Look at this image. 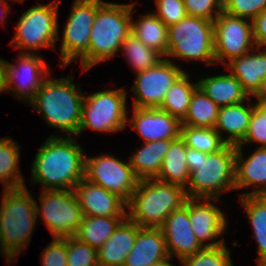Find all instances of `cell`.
<instances>
[{
    "instance_id": "1",
    "label": "cell",
    "mask_w": 266,
    "mask_h": 266,
    "mask_svg": "<svg viewBox=\"0 0 266 266\" xmlns=\"http://www.w3.org/2000/svg\"><path fill=\"white\" fill-rule=\"evenodd\" d=\"M71 137L51 135L36 153L31 180L43 190H73L85 178V151Z\"/></svg>"
},
{
    "instance_id": "2",
    "label": "cell",
    "mask_w": 266,
    "mask_h": 266,
    "mask_svg": "<svg viewBox=\"0 0 266 266\" xmlns=\"http://www.w3.org/2000/svg\"><path fill=\"white\" fill-rule=\"evenodd\" d=\"M185 157L190 172L188 198L219 199L222 192L235 190L236 146L226 144L216 153L186 147Z\"/></svg>"
},
{
    "instance_id": "3",
    "label": "cell",
    "mask_w": 266,
    "mask_h": 266,
    "mask_svg": "<svg viewBox=\"0 0 266 266\" xmlns=\"http://www.w3.org/2000/svg\"><path fill=\"white\" fill-rule=\"evenodd\" d=\"M72 77L52 80L46 78L30 106L39 115L42 114L41 117L49 126L58 128L69 136H77L84 96L81 88L73 83Z\"/></svg>"
},
{
    "instance_id": "4",
    "label": "cell",
    "mask_w": 266,
    "mask_h": 266,
    "mask_svg": "<svg viewBox=\"0 0 266 266\" xmlns=\"http://www.w3.org/2000/svg\"><path fill=\"white\" fill-rule=\"evenodd\" d=\"M136 3L104 2L98 9L91 28L88 51L80 58L83 71L115 57L122 42L131 33L132 11Z\"/></svg>"
},
{
    "instance_id": "5",
    "label": "cell",
    "mask_w": 266,
    "mask_h": 266,
    "mask_svg": "<svg viewBox=\"0 0 266 266\" xmlns=\"http://www.w3.org/2000/svg\"><path fill=\"white\" fill-rule=\"evenodd\" d=\"M185 189L156 178L139 180L127 202V217L140 227L160 228L187 200Z\"/></svg>"
},
{
    "instance_id": "6",
    "label": "cell",
    "mask_w": 266,
    "mask_h": 266,
    "mask_svg": "<svg viewBox=\"0 0 266 266\" xmlns=\"http://www.w3.org/2000/svg\"><path fill=\"white\" fill-rule=\"evenodd\" d=\"M36 201L27 187L3 189L0 230L5 249L16 258L31 241L35 228Z\"/></svg>"
},
{
    "instance_id": "7",
    "label": "cell",
    "mask_w": 266,
    "mask_h": 266,
    "mask_svg": "<svg viewBox=\"0 0 266 266\" xmlns=\"http://www.w3.org/2000/svg\"><path fill=\"white\" fill-rule=\"evenodd\" d=\"M169 57L190 61H203L208 65L214 61V25L205 18L186 16L179 23L168 27ZM168 57V58H167Z\"/></svg>"
},
{
    "instance_id": "8",
    "label": "cell",
    "mask_w": 266,
    "mask_h": 266,
    "mask_svg": "<svg viewBox=\"0 0 266 266\" xmlns=\"http://www.w3.org/2000/svg\"><path fill=\"white\" fill-rule=\"evenodd\" d=\"M58 6L59 1L54 0L24 11L10 44L19 50L23 49L21 53L29 54H36L40 48H55L59 39Z\"/></svg>"
},
{
    "instance_id": "9",
    "label": "cell",
    "mask_w": 266,
    "mask_h": 266,
    "mask_svg": "<svg viewBox=\"0 0 266 266\" xmlns=\"http://www.w3.org/2000/svg\"><path fill=\"white\" fill-rule=\"evenodd\" d=\"M123 88L97 91L84 96L81 124L77 136L86 128L99 132H118L126 128L127 117L126 97Z\"/></svg>"
},
{
    "instance_id": "10",
    "label": "cell",
    "mask_w": 266,
    "mask_h": 266,
    "mask_svg": "<svg viewBox=\"0 0 266 266\" xmlns=\"http://www.w3.org/2000/svg\"><path fill=\"white\" fill-rule=\"evenodd\" d=\"M36 216H41L53 238L75 236L83 215L74 190H41Z\"/></svg>"
},
{
    "instance_id": "11",
    "label": "cell",
    "mask_w": 266,
    "mask_h": 266,
    "mask_svg": "<svg viewBox=\"0 0 266 266\" xmlns=\"http://www.w3.org/2000/svg\"><path fill=\"white\" fill-rule=\"evenodd\" d=\"M105 1L101 0H74L70 16L64 27L61 37V64L68 66L87 51L97 9Z\"/></svg>"
},
{
    "instance_id": "12",
    "label": "cell",
    "mask_w": 266,
    "mask_h": 266,
    "mask_svg": "<svg viewBox=\"0 0 266 266\" xmlns=\"http://www.w3.org/2000/svg\"><path fill=\"white\" fill-rule=\"evenodd\" d=\"M213 25L215 60L224 66L226 59L230 62L255 49L251 20L222 11L213 21Z\"/></svg>"
},
{
    "instance_id": "13",
    "label": "cell",
    "mask_w": 266,
    "mask_h": 266,
    "mask_svg": "<svg viewBox=\"0 0 266 266\" xmlns=\"http://www.w3.org/2000/svg\"><path fill=\"white\" fill-rule=\"evenodd\" d=\"M85 179L119 195L126 202L131 199L139 181L129 161L126 163L108 154L85 155Z\"/></svg>"
},
{
    "instance_id": "14",
    "label": "cell",
    "mask_w": 266,
    "mask_h": 266,
    "mask_svg": "<svg viewBox=\"0 0 266 266\" xmlns=\"http://www.w3.org/2000/svg\"><path fill=\"white\" fill-rule=\"evenodd\" d=\"M184 73L169 59H162L155 66L137 73L132 89L133 107L159 108L173 83Z\"/></svg>"
},
{
    "instance_id": "15",
    "label": "cell",
    "mask_w": 266,
    "mask_h": 266,
    "mask_svg": "<svg viewBox=\"0 0 266 266\" xmlns=\"http://www.w3.org/2000/svg\"><path fill=\"white\" fill-rule=\"evenodd\" d=\"M38 55L22 53L15 59V64L5 61L7 92H13L15 98H21L27 105L50 73L46 61Z\"/></svg>"
},
{
    "instance_id": "16",
    "label": "cell",
    "mask_w": 266,
    "mask_h": 266,
    "mask_svg": "<svg viewBox=\"0 0 266 266\" xmlns=\"http://www.w3.org/2000/svg\"><path fill=\"white\" fill-rule=\"evenodd\" d=\"M200 200H203L204 203ZM212 200L218 201V199L189 198L191 228L203 247H217L225 243L224 238L215 241L225 232L227 220L225 213L215 206L213 202L211 203ZM208 240L211 242L204 244Z\"/></svg>"
},
{
    "instance_id": "17",
    "label": "cell",
    "mask_w": 266,
    "mask_h": 266,
    "mask_svg": "<svg viewBox=\"0 0 266 266\" xmlns=\"http://www.w3.org/2000/svg\"><path fill=\"white\" fill-rule=\"evenodd\" d=\"M165 237L169 257L179 259L193 255L204 247L192 231L189 219V198L178 210L171 212L160 227Z\"/></svg>"
},
{
    "instance_id": "18",
    "label": "cell",
    "mask_w": 266,
    "mask_h": 266,
    "mask_svg": "<svg viewBox=\"0 0 266 266\" xmlns=\"http://www.w3.org/2000/svg\"><path fill=\"white\" fill-rule=\"evenodd\" d=\"M73 190L83 216H127V202L102 186L83 178Z\"/></svg>"
},
{
    "instance_id": "19",
    "label": "cell",
    "mask_w": 266,
    "mask_h": 266,
    "mask_svg": "<svg viewBox=\"0 0 266 266\" xmlns=\"http://www.w3.org/2000/svg\"><path fill=\"white\" fill-rule=\"evenodd\" d=\"M129 124L145 143L157 140L177 139L181 134V121L159 108L133 107Z\"/></svg>"
},
{
    "instance_id": "20",
    "label": "cell",
    "mask_w": 266,
    "mask_h": 266,
    "mask_svg": "<svg viewBox=\"0 0 266 266\" xmlns=\"http://www.w3.org/2000/svg\"><path fill=\"white\" fill-rule=\"evenodd\" d=\"M242 152V146H236L235 190L253 186L257 190L240 196L266 195V147H258L246 159Z\"/></svg>"
},
{
    "instance_id": "21",
    "label": "cell",
    "mask_w": 266,
    "mask_h": 266,
    "mask_svg": "<svg viewBox=\"0 0 266 266\" xmlns=\"http://www.w3.org/2000/svg\"><path fill=\"white\" fill-rule=\"evenodd\" d=\"M169 258L161 228L140 227L123 266H153Z\"/></svg>"
},
{
    "instance_id": "22",
    "label": "cell",
    "mask_w": 266,
    "mask_h": 266,
    "mask_svg": "<svg viewBox=\"0 0 266 266\" xmlns=\"http://www.w3.org/2000/svg\"><path fill=\"white\" fill-rule=\"evenodd\" d=\"M255 47L252 53L226 61V68L241 83L244 91L253 97L259 90L261 82L266 78V48ZM255 50V51H254Z\"/></svg>"
},
{
    "instance_id": "23",
    "label": "cell",
    "mask_w": 266,
    "mask_h": 266,
    "mask_svg": "<svg viewBox=\"0 0 266 266\" xmlns=\"http://www.w3.org/2000/svg\"><path fill=\"white\" fill-rule=\"evenodd\" d=\"M139 226L126 217L97 250L99 266H123L135 244Z\"/></svg>"
},
{
    "instance_id": "24",
    "label": "cell",
    "mask_w": 266,
    "mask_h": 266,
    "mask_svg": "<svg viewBox=\"0 0 266 266\" xmlns=\"http://www.w3.org/2000/svg\"><path fill=\"white\" fill-rule=\"evenodd\" d=\"M244 103L233 104L219 109L214 130L226 144L237 146L246 135L250 116L255 106L254 103L253 105ZM223 131L228 133L227 138L223 137Z\"/></svg>"
},
{
    "instance_id": "25",
    "label": "cell",
    "mask_w": 266,
    "mask_h": 266,
    "mask_svg": "<svg viewBox=\"0 0 266 266\" xmlns=\"http://www.w3.org/2000/svg\"><path fill=\"white\" fill-rule=\"evenodd\" d=\"M197 83L219 108L250 100L241 83L231 73L201 78Z\"/></svg>"
},
{
    "instance_id": "26",
    "label": "cell",
    "mask_w": 266,
    "mask_h": 266,
    "mask_svg": "<svg viewBox=\"0 0 266 266\" xmlns=\"http://www.w3.org/2000/svg\"><path fill=\"white\" fill-rule=\"evenodd\" d=\"M174 139L144 143L131 157H128L133 173L139 180L156 178L162 162Z\"/></svg>"
},
{
    "instance_id": "27",
    "label": "cell",
    "mask_w": 266,
    "mask_h": 266,
    "mask_svg": "<svg viewBox=\"0 0 266 266\" xmlns=\"http://www.w3.org/2000/svg\"><path fill=\"white\" fill-rule=\"evenodd\" d=\"M137 20H131V33L164 58L168 52V27L153 12Z\"/></svg>"
},
{
    "instance_id": "28",
    "label": "cell",
    "mask_w": 266,
    "mask_h": 266,
    "mask_svg": "<svg viewBox=\"0 0 266 266\" xmlns=\"http://www.w3.org/2000/svg\"><path fill=\"white\" fill-rule=\"evenodd\" d=\"M186 147L181 137L171 142L156 179L186 188L190 176L187 161L185 160Z\"/></svg>"
},
{
    "instance_id": "29",
    "label": "cell",
    "mask_w": 266,
    "mask_h": 266,
    "mask_svg": "<svg viewBox=\"0 0 266 266\" xmlns=\"http://www.w3.org/2000/svg\"><path fill=\"white\" fill-rule=\"evenodd\" d=\"M127 216H83L74 237L98 250Z\"/></svg>"
},
{
    "instance_id": "30",
    "label": "cell",
    "mask_w": 266,
    "mask_h": 266,
    "mask_svg": "<svg viewBox=\"0 0 266 266\" xmlns=\"http://www.w3.org/2000/svg\"><path fill=\"white\" fill-rule=\"evenodd\" d=\"M239 201L245 208L257 241V266H266V195L240 196Z\"/></svg>"
},
{
    "instance_id": "31",
    "label": "cell",
    "mask_w": 266,
    "mask_h": 266,
    "mask_svg": "<svg viewBox=\"0 0 266 266\" xmlns=\"http://www.w3.org/2000/svg\"><path fill=\"white\" fill-rule=\"evenodd\" d=\"M20 150L11 137L0 138V183L4 190L26 187L23 175L19 171Z\"/></svg>"
},
{
    "instance_id": "32",
    "label": "cell",
    "mask_w": 266,
    "mask_h": 266,
    "mask_svg": "<svg viewBox=\"0 0 266 266\" xmlns=\"http://www.w3.org/2000/svg\"><path fill=\"white\" fill-rule=\"evenodd\" d=\"M189 80V75L184 72L173 83L159 107L180 121L186 116L193 92L198 87L197 82L193 84Z\"/></svg>"
},
{
    "instance_id": "33",
    "label": "cell",
    "mask_w": 266,
    "mask_h": 266,
    "mask_svg": "<svg viewBox=\"0 0 266 266\" xmlns=\"http://www.w3.org/2000/svg\"><path fill=\"white\" fill-rule=\"evenodd\" d=\"M219 109L217 104L197 87L193 92L188 112L181 124L191 127L214 128Z\"/></svg>"
},
{
    "instance_id": "34",
    "label": "cell",
    "mask_w": 266,
    "mask_h": 266,
    "mask_svg": "<svg viewBox=\"0 0 266 266\" xmlns=\"http://www.w3.org/2000/svg\"><path fill=\"white\" fill-rule=\"evenodd\" d=\"M121 50L136 73L155 66L163 59L158 52L147 47L133 33L122 42Z\"/></svg>"
},
{
    "instance_id": "35",
    "label": "cell",
    "mask_w": 266,
    "mask_h": 266,
    "mask_svg": "<svg viewBox=\"0 0 266 266\" xmlns=\"http://www.w3.org/2000/svg\"><path fill=\"white\" fill-rule=\"evenodd\" d=\"M180 137L187 147L204 153H216L226 145L214 128L181 125Z\"/></svg>"
},
{
    "instance_id": "36",
    "label": "cell",
    "mask_w": 266,
    "mask_h": 266,
    "mask_svg": "<svg viewBox=\"0 0 266 266\" xmlns=\"http://www.w3.org/2000/svg\"><path fill=\"white\" fill-rule=\"evenodd\" d=\"M222 244L204 247L197 253L179 259L184 266H233L230 251Z\"/></svg>"
},
{
    "instance_id": "37",
    "label": "cell",
    "mask_w": 266,
    "mask_h": 266,
    "mask_svg": "<svg viewBox=\"0 0 266 266\" xmlns=\"http://www.w3.org/2000/svg\"><path fill=\"white\" fill-rule=\"evenodd\" d=\"M67 266H99L97 250L76 237H67Z\"/></svg>"
},
{
    "instance_id": "38",
    "label": "cell",
    "mask_w": 266,
    "mask_h": 266,
    "mask_svg": "<svg viewBox=\"0 0 266 266\" xmlns=\"http://www.w3.org/2000/svg\"><path fill=\"white\" fill-rule=\"evenodd\" d=\"M264 10L266 0H223V11L251 21Z\"/></svg>"
},
{
    "instance_id": "39",
    "label": "cell",
    "mask_w": 266,
    "mask_h": 266,
    "mask_svg": "<svg viewBox=\"0 0 266 266\" xmlns=\"http://www.w3.org/2000/svg\"><path fill=\"white\" fill-rule=\"evenodd\" d=\"M153 13L167 26L179 23L187 16L183 0H155Z\"/></svg>"
},
{
    "instance_id": "40",
    "label": "cell",
    "mask_w": 266,
    "mask_h": 266,
    "mask_svg": "<svg viewBox=\"0 0 266 266\" xmlns=\"http://www.w3.org/2000/svg\"><path fill=\"white\" fill-rule=\"evenodd\" d=\"M188 16L214 21L223 11V0H183Z\"/></svg>"
},
{
    "instance_id": "41",
    "label": "cell",
    "mask_w": 266,
    "mask_h": 266,
    "mask_svg": "<svg viewBox=\"0 0 266 266\" xmlns=\"http://www.w3.org/2000/svg\"><path fill=\"white\" fill-rule=\"evenodd\" d=\"M251 142L261 144L259 147H266V114H262L256 107L252 110L246 135L237 146Z\"/></svg>"
},
{
    "instance_id": "42",
    "label": "cell",
    "mask_w": 266,
    "mask_h": 266,
    "mask_svg": "<svg viewBox=\"0 0 266 266\" xmlns=\"http://www.w3.org/2000/svg\"><path fill=\"white\" fill-rule=\"evenodd\" d=\"M41 257L42 266H67V238H53Z\"/></svg>"
},
{
    "instance_id": "43",
    "label": "cell",
    "mask_w": 266,
    "mask_h": 266,
    "mask_svg": "<svg viewBox=\"0 0 266 266\" xmlns=\"http://www.w3.org/2000/svg\"><path fill=\"white\" fill-rule=\"evenodd\" d=\"M252 29L256 47L266 48V10L252 20Z\"/></svg>"
},
{
    "instance_id": "44",
    "label": "cell",
    "mask_w": 266,
    "mask_h": 266,
    "mask_svg": "<svg viewBox=\"0 0 266 266\" xmlns=\"http://www.w3.org/2000/svg\"><path fill=\"white\" fill-rule=\"evenodd\" d=\"M8 91L6 84L5 60L0 58V93Z\"/></svg>"
},
{
    "instance_id": "45",
    "label": "cell",
    "mask_w": 266,
    "mask_h": 266,
    "mask_svg": "<svg viewBox=\"0 0 266 266\" xmlns=\"http://www.w3.org/2000/svg\"><path fill=\"white\" fill-rule=\"evenodd\" d=\"M254 97L258 99L256 103L266 105V78L261 82L260 88L255 93Z\"/></svg>"
},
{
    "instance_id": "46",
    "label": "cell",
    "mask_w": 266,
    "mask_h": 266,
    "mask_svg": "<svg viewBox=\"0 0 266 266\" xmlns=\"http://www.w3.org/2000/svg\"><path fill=\"white\" fill-rule=\"evenodd\" d=\"M0 6L3 8V9H1L2 11L0 10L1 11L0 20L2 21V23L3 22L5 23L4 20L8 16L7 14H9L10 6H8L7 0H0Z\"/></svg>"
},
{
    "instance_id": "47",
    "label": "cell",
    "mask_w": 266,
    "mask_h": 266,
    "mask_svg": "<svg viewBox=\"0 0 266 266\" xmlns=\"http://www.w3.org/2000/svg\"><path fill=\"white\" fill-rule=\"evenodd\" d=\"M0 251L2 253H5V257H6L5 260H6L7 263H10L11 261L12 262L14 261L15 258L5 249V245H4V242H3V239H2L1 230H0Z\"/></svg>"
},
{
    "instance_id": "48",
    "label": "cell",
    "mask_w": 266,
    "mask_h": 266,
    "mask_svg": "<svg viewBox=\"0 0 266 266\" xmlns=\"http://www.w3.org/2000/svg\"><path fill=\"white\" fill-rule=\"evenodd\" d=\"M254 106L262 113L266 114V105L265 104H260V103H254Z\"/></svg>"
},
{
    "instance_id": "49",
    "label": "cell",
    "mask_w": 266,
    "mask_h": 266,
    "mask_svg": "<svg viewBox=\"0 0 266 266\" xmlns=\"http://www.w3.org/2000/svg\"><path fill=\"white\" fill-rule=\"evenodd\" d=\"M171 260V258H167L166 260L160 262V263H157V264H154L153 266H173L169 261Z\"/></svg>"
},
{
    "instance_id": "50",
    "label": "cell",
    "mask_w": 266,
    "mask_h": 266,
    "mask_svg": "<svg viewBox=\"0 0 266 266\" xmlns=\"http://www.w3.org/2000/svg\"><path fill=\"white\" fill-rule=\"evenodd\" d=\"M11 1H14V2L20 1L21 3L24 2V0H11Z\"/></svg>"
}]
</instances>
